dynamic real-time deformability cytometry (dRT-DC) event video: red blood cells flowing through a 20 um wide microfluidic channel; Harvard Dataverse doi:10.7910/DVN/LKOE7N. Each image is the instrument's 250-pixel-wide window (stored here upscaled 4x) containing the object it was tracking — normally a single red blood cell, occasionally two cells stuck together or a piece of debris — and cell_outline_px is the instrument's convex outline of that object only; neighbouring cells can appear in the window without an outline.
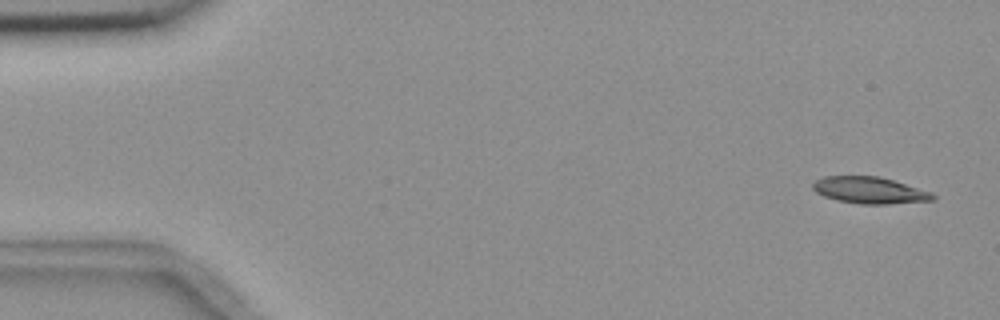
{"species": "common noctule bat (a hibernating species)", "species_latin": "Nyctalus noctula", "temperature_condition": "room temperature", "stored_images_in_passage": 4, "camera_frame_rate_fps": 3000, "um_per_image_px": 0.085, "animal": {"sex": "female", "body_mass_g": 18.4}, "frame": {"image": 1, "passage_image": 1, "time_ms": 0.0, "image_size_px": [1000, 320], "cell_outline_px": [[936, 196], [932, 200], [888, 204], [860, 204], [836, 200], [824, 196], [816, 192], [812, 188], [812, 184], [816, 180], [824, 176], [880, 176], [932, 192]], "centroid_in_image_um": [73.9, 16.17], "position_along_channel_um": 11.1, "area_um2": 18.61}}